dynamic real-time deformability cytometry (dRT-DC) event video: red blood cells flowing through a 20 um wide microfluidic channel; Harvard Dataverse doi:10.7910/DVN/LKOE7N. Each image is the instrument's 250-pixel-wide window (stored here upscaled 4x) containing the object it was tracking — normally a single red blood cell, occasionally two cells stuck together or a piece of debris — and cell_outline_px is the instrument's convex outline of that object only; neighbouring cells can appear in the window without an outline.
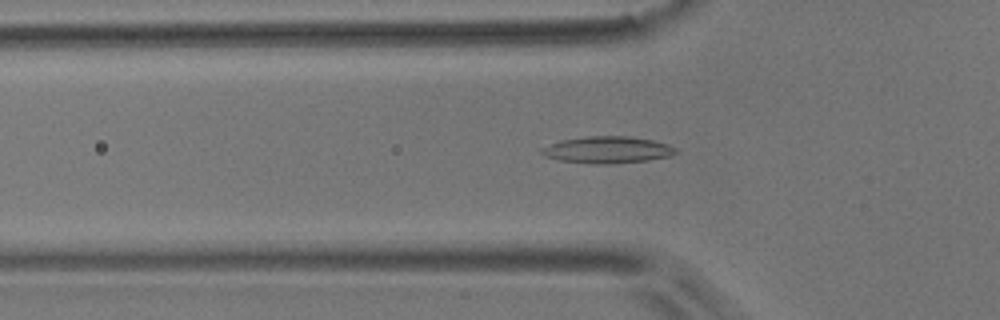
{"species": "common noctule bat (a hibernating species)", "species_latin": "Nyctalus noctula", "temperature_condition": "room temperature", "stored_images_in_passage": 46, "camera_frame_rate_fps": 3000, "um_per_image_px": 0.085, "animal": {"sex": "male", "body_mass_g": 17.9}, "frame": {"image": 1, "passage_image": 10, "time_ms": 3.0, "image_size_px": [1000, 320], "cell_outline_px": [[680, 152], [672, 156], [648, 160], [608, 164], [592, 164], [556, 160], [544, 156], [540, 152], [540, 148], [564, 140], [584, 136], [628, 136], [652, 140], [668, 144], [676, 148]], "centroid_in_image_um": [51.65, 12.74], "position_along_channel_um": 74.1, "area_um2": 21.1}}
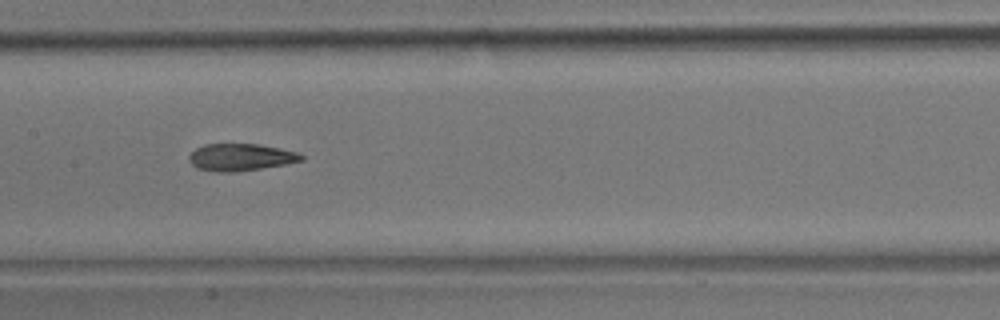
{"frame": {"image": 2, "passage_image": 19, "time_ms": 6.0, "image_size_px": [1000, 320], "cell_outline_px": [[304, 160], [288, 164], [232, 172], [216, 172], [196, 168], [188, 160], [188, 156], [196, 148], [204, 144], [256, 144], [280, 148], [296, 152], [304, 156]], "centroid_in_image_um": [20.44, 13.36], "position_along_channel_um": 187.0, "area_um2": 17.74}}
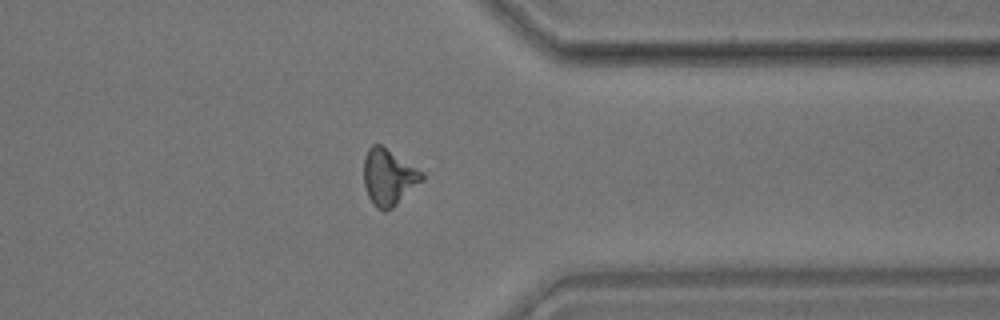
{"frame": {"image": 3, "passage_image": 35, "time_ms": 11.333, "image_size_px": [1000, 320], "cell_outline_px": [[424, 180], [392, 208], [384, 212], [376, 208], [368, 196], [364, 184], [364, 156], [368, 148], [372, 144], [380, 144], [424, 172]], "centroid_in_image_um": [33.04, 15.06], "position_along_channel_um": 378.4, "area_um2": 19.13}, "authors_computed_cell_mechanics": {"area_um2": 18.207, "velocity_mm_per_s": 3.7188, "shape_relaxation_time_tau1_ms": 10.1991, "shape_relaxation_time_tau2_ms": 2.9461, "deformation_change_tau1": 0.2406, "deformation_change_tau2": 0.1149}}